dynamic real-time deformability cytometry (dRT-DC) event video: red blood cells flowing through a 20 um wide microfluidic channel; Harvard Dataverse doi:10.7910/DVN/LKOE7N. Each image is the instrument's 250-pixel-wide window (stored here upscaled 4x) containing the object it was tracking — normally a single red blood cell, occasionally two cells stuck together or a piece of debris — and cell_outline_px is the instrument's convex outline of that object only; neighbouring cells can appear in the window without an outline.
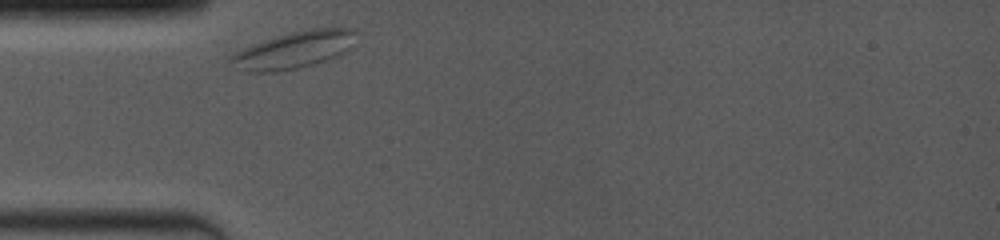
{"species": "common noctule bat (a hibernating species)", "species_latin": "Nyctalus noctula", "temperature_condition": "room temperature", "stored_images_in_passage": 21, "camera_frame_rate_fps": 4000, "um_per_image_px": 0.085, "animal": {"sex": "female", "body_mass_g": 19.0, "forearm_length_mm": 53.3}, "frame": {"image": 1, "passage_image": 1, "time_ms": 0.0, "image_size_px": [1000, 240], "cell_outline_px": [[356, 32], [352, 48], [336, 56], [300, 68], [276, 72], [244, 72], [228, 60], [228, 56], [252, 44], [264, 40], [292, 32], [312, 28], [356, 28]], "centroid_in_image_um": [24.99, 4.25], "position_along_channel_um": 60.0, "area_um2": 26.88}}
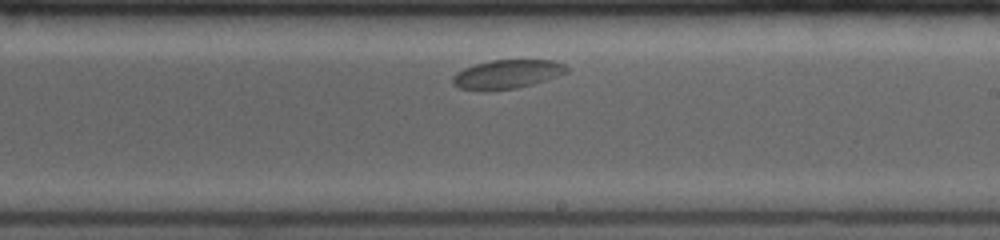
{"frame": {"image": 2, "passage_image": 12, "time_ms": 5.25, "image_size_px": [1000, 240], "cell_outline_px": [[568, 72], [532, 84], [516, 88], [488, 92], [484, 92], [460, 88], [452, 84], [452, 76], [456, 72], [464, 68], [476, 64], [492, 60], [552, 60], [564, 64], [568, 68]], "centroid_in_image_um": [43.04, 6.32], "position_along_channel_um": 246.0, "area_um2": 19.31}}
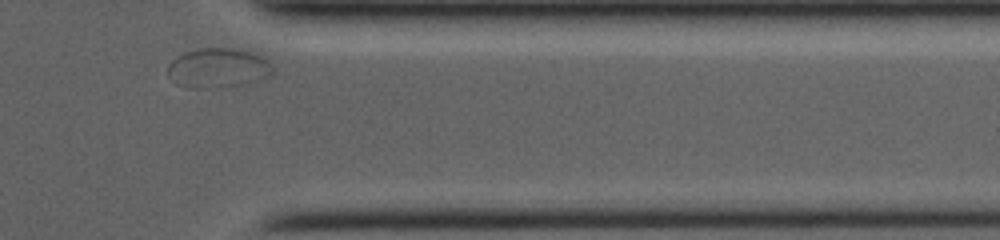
{"frame": {"image": 3, "passage_image": 21, "time_ms": 9.25, "image_size_px": [1000, 240], "cell_outline_px": [[276, 72], [272, 76], [240, 84], [208, 88], [188, 88], [176, 84], [168, 76], [168, 64], [176, 56], [184, 52], [200, 48], [232, 48], [248, 52], [260, 56], [268, 60], [272, 64]], "centroid_in_image_um": [18.52, 5.78], "position_along_channel_um": 392.9, "area_um2": 24.28}}